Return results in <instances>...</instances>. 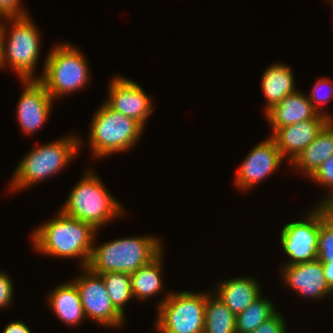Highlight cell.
<instances>
[{
  "label": "cell",
  "instance_id": "5",
  "mask_svg": "<svg viewBox=\"0 0 333 333\" xmlns=\"http://www.w3.org/2000/svg\"><path fill=\"white\" fill-rule=\"evenodd\" d=\"M45 58L38 80L53 100L80 91L90 80V70L83 53L72 44H55Z\"/></svg>",
  "mask_w": 333,
  "mask_h": 333
},
{
  "label": "cell",
  "instance_id": "20",
  "mask_svg": "<svg viewBox=\"0 0 333 333\" xmlns=\"http://www.w3.org/2000/svg\"><path fill=\"white\" fill-rule=\"evenodd\" d=\"M293 76L292 69L283 63L276 62L265 69L261 78V90L267 102L265 113L297 90Z\"/></svg>",
  "mask_w": 333,
  "mask_h": 333
},
{
  "label": "cell",
  "instance_id": "12",
  "mask_svg": "<svg viewBox=\"0 0 333 333\" xmlns=\"http://www.w3.org/2000/svg\"><path fill=\"white\" fill-rule=\"evenodd\" d=\"M108 99L105 103L113 110L138 121L144 128L154 111L153 101L135 81L115 76L109 83Z\"/></svg>",
  "mask_w": 333,
  "mask_h": 333
},
{
  "label": "cell",
  "instance_id": "22",
  "mask_svg": "<svg viewBox=\"0 0 333 333\" xmlns=\"http://www.w3.org/2000/svg\"><path fill=\"white\" fill-rule=\"evenodd\" d=\"M204 333H236V315L213 293H206Z\"/></svg>",
  "mask_w": 333,
  "mask_h": 333
},
{
  "label": "cell",
  "instance_id": "13",
  "mask_svg": "<svg viewBox=\"0 0 333 333\" xmlns=\"http://www.w3.org/2000/svg\"><path fill=\"white\" fill-rule=\"evenodd\" d=\"M25 85L16 107L17 121L25 134L33 135L47 122L52 109V97L38 79L21 80Z\"/></svg>",
  "mask_w": 333,
  "mask_h": 333
},
{
  "label": "cell",
  "instance_id": "28",
  "mask_svg": "<svg viewBox=\"0 0 333 333\" xmlns=\"http://www.w3.org/2000/svg\"><path fill=\"white\" fill-rule=\"evenodd\" d=\"M251 333H287L286 321L282 314L276 312Z\"/></svg>",
  "mask_w": 333,
  "mask_h": 333
},
{
  "label": "cell",
  "instance_id": "3",
  "mask_svg": "<svg viewBox=\"0 0 333 333\" xmlns=\"http://www.w3.org/2000/svg\"><path fill=\"white\" fill-rule=\"evenodd\" d=\"M96 175L94 171L87 169L84 177L67 196L60 211L99 230L112 219L122 217L125 210Z\"/></svg>",
  "mask_w": 333,
  "mask_h": 333
},
{
  "label": "cell",
  "instance_id": "6",
  "mask_svg": "<svg viewBox=\"0 0 333 333\" xmlns=\"http://www.w3.org/2000/svg\"><path fill=\"white\" fill-rule=\"evenodd\" d=\"M90 126L89 146L92 155L99 159L129 151L144 132L138 121L111 109L105 102L95 112Z\"/></svg>",
  "mask_w": 333,
  "mask_h": 333
},
{
  "label": "cell",
  "instance_id": "10",
  "mask_svg": "<svg viewBox=\"0 0 333 333\" xmlns=\"http://www.w3.org/2000/svg\"><path fill=\"white\" fill-rule=\"evenodd\" d=\"M82 269L84 273L72 281L79 290L86 318L106 327L118 328L124 324L125 317L112 304L102 276L88 267Z\"/></svg>",
  "mask_w": 333,
  "mask_h": 333
},
{
  "label": "cell",
  "instance_id": "21",
  "mask_svg": "<svg viewBox=\"0 0 333 333\" xmlns=\"http://www.w3.org/2000/svg\"><path fill=\"white\" fill-rule=\"evenodd\" d=\"M163 252L150 263L142 266L130 274L133 297L137 300H146L157 296L163 290Z\"/></svg>",
  "mask_w": 333,
  "mask_h": 333
},
{
  "label": "cell",
  "instance_id": "7",
  "mask_svg": "<svg viewBox=\"0 0 333 333\" xmlns=\"http://www.w3.org/2000/svg\"><path fill=\"white\" fill-rule=\"evenodd\" d=\"M6 21L10 23L12 30H8L10 28L5 25ZM0 28L3 36L4 67L9 65L20 80L38 79V75L34 76V69L39 63L41 35L31 16L27 14L1 17Z\"/></svg>",
  "mask_w": 333,
  "mask_h": 333
},
{
  "label": "cell",
  "instance_id": "1",
  "mask_svg": "<svg viewBox=\"0 0 333 333\" xmlns=\"http://www.w3.org/2000/svg\"><path fill=\"white\" fill-rule=\"evenodd\" d=\"M36 229V230H35ZM31 234L37 252L58 258H78L80 267H87L97 230L89 223L63 214L35 228Z\"/></svg>",
  "mask_w": 333,
  "mask_h": 333
},
{
  "label": "cell",
  "instance_id": "9",
  "mask_svg": "<svg viewBox=\"0 0 333 333\" xmlns=\"http://www.w3.org/2000/svg\"><path fill=\"white\" fill-rule=\"evenodd\" d=\"M321 226V209L316 205L304 220L292 221L283 226L280 242L289 260L283 265L312 262L318 258V234Z\"/></svg>",
  "mask_w": 333,
  "mask_h": 333
},
{
  "label": "cell",
  "instance_id": "8",
  "mask_svg": "<svg viewBox=\"0 0 333 333\" xmlns=\"http://www.w3.org/2000/svg\"><path fill=\"white\" fill-rule=\"evenodd\" d=\"M168 293V294H167ZM156 306L160 333H204L206 292H167Z\"/></svg>",
  "mask_w": 333,
  "mask_h": 333
},
{
  "label": "cell",
  "instance_id": "4",
  "mask_svg": "<svg viewBox=\"0 0 333 333\" xmlns=\"http://www.w3.org/2000/svg\"><path fill=\"white\" fill-rule=\"evenodd\" d=\"M81 140L79 136L67 135L33 148L14 169L9 186L11 191L26 189L61 172L77 156L83 145Z\"/></svg>",
  "mask_w": 333,
  "mask_h": 333
},
{
  "label": "cell",
  "instance_id": "27",
  "mask_svg": "<svg viewBox=\"0 0 333 333\" xmlns=\"http://www.w3.org/2000/svg\"><path fill=\"white\" fill-rule=\"evenodd\" d=\"M309 178L318 185L325 186L330 192L320 202L333 200V155L323 162Z\"/></svg>",
  "mask_w": 333,
  "mask_h": 333
},
{
  "label": "cell",
  "instance_id": "2",
  "mask_svg": "<svg viewBox=\"0 0 333 333\" xmlns=\"http://www.w3.org/2000/svg\"><path fill=\"white\" fill-rule=\"evenodd\" d=\"M95 246L87 267L97 274L134 273L163 251L162 242L152 235L118 238Z\"/></svg>",
  "mask_w": 333,
  "mask_h": 333
},
{
  "label": "cell",
  "instance_id": "24",
  "mask_svg": "<svg viewBox=\"0 0 333 333\" xmlns=\"http://www.w3.org/2000/svg\"><path fill=\"white\" fill-rule=\"evenodd\" d=\"M105 282L108 295L114 307L125 317V305L133 297L130 274L107 272L100 274Z\"/></svg>",
  "mask_w": 333,
  "mask_h": 333
},
{
  "label": "cell",
  "instance_id": "11",
  "mask_svg": "<svg viewBox=\"0 0 333 333\" xmlns=\"http://www.w3.org/2000/svg\"><path fill=\"white\" fill-rule=\"evenodd\" d=\"M283 160L275 141L269 136L248 153L236 172L234 183L240 190L249 191L278 170Z\"/></svg>",
  "mask_w": 333,
  "mask_h": 333
},
{
  "label": "cell",
  "instance_id": "31",
  "mask_svg": "<svg viewBox=\"0 0 333 333\" xmlns=\"http://www.w3.org/2000/svg\"><path fill=\"white\" fill-rule=\"evenodd\" d=\"M321 209L323 222L333 231V200L317 203Z\"/></svg>",
  "mask_w": 333,
  "mask_h": 333
},
{
  "label": "cell",
  "instance_id": "17",
  "mask_svg": "<svg viewBox=\"0 0 333 333\" xmlns=\"http://www.w3.org/2000/svg\"><path fill=\"white\" fill-rule=\"evenodd\" d=\"M253 277H235L220 282L215 295L235 314L246 310L261 296V289Z\"/></svg>",
  "mask_w": 333,
  "mask_h": 333
},
{
  "label": "cell",
  "instance_id": "23",
  "mask_svg": "<svg viewBox=\"0 0 333 333\" xmlns=\"http://www.w3.org/2000/svg\"><path fill=\"white\" fill-rule=\"evenodd\" d=\"M261 295L246 310L236 315V333H251L277 311L271 300Z\"/></svg>",
  "mask_w": 333,
  "mask_h": 333
},
{
  "label": "cell",
  "instance_id": "25",
  "mask_svg": "<svg viewBox=\"0 0 333 333\" xmlns=\"http://www.w3.org/2000/svg\"><path fill=\"white\" fill-rule=\"evenodd\" d=\"M323 264L324 277L330 288L333 286V231L323 222L318 234V258Z\"/></svg>",
  "mask_w": 333,
  "mask_h": 333
},
{
  "label": "cell",
  "instance_id": "15",
  "mask_svg": "<svg viewBox=\"0 0 333 333\" xmlns=\"http://www.w3.org/2000/svg\"><path fill=\"white\" fill-rule=\"evenodd\" d=\"M328 121L327 117L319 114L314 119L276 128L270 137L275 141L283 158H289L287 161L289 160L291 165L298 155L313 142Z\"/></svg>",
  "mask_w": 333,
  "mask_h": 333
},
{
  "label": "cell",
  "instance_id": "16",
  "mask_svg": "<svg viewBox=\"0 0 333 333\" xmlns=\"http://www.w3.org/2000/svg\"><path fill=\"white\" fill-rule=\"evenodd\" d=\"M264 114L272 132L276 128L314 119L319 115L308 97L299 90L285 96Z\"/></svg>",
  "mask_w": 333,
  "mask_h": 333
},
{
  "label": "cell",
  "instance_id": "29",
  "mask_svg": "<svg viewBox=\"0 0 333 333\" xmlns=\"http://www.w3.org/2000/svg\"><path fill=\"white\" fill-rule=\"evenodd\" d=\"M13 282L5 271H0V309L10 306L13 302Z\"/></svg>",
  "mask_w": 333,
  "mask_h": 333
},
{
  "label": "cell",
  "instance_id": "19",
  "mask_svg": "<svg viewBox=\"0 0 333 333\" xmlns=\"http://www.w3.org/2000/svg\"><path fill=\"white\" fill-rule=\"evenodd\" d=\"M332 155L333 120H329L291 164L309 178Z\"/></svg>",
  "mask_w": 333,
  "mask_h": 333
},
{
  "label": "cell",
  "instance_id": "33",
  "mask_svg": "<svg viewBox=\"0 0 333 333\" xmlns=\"http://www.w3.org/2000/svg\"><path fill=\"white\" fill-rule=\"evenodd\" d=\"M4 67V57H3V36L0 28V69Z\"/></svg>",
  "mask_w": 333,
  "mask_h": 333
},
{
  "label": "cell",
  "instance_id": "14",
  "mask_svg": "<svg viewBox=\"0 0 333 333\" xmlns=\"http://www.w3.org/2000/svg\"><path fill=\"white\" fill-rule=\"evenodd\" d=\"M282 269L283 282L299 296L319 301L331 294L324 277L323 264L318 259L297 265H282Z\"/></svg>",
  "mask_w": 333,
  "mask_h": 333
},
{
  "label": "cell",
  "instance_id": "32",
  "mask_svg": "<svg viewBox=\"0 0 333 333\" xmlns=\"http://www.w3.org/2000/svg\"><path fill=\"white\" fill-rule=\"evenodd\" d=\"M2 333H32V331L24 322L17 320L8 323Z\"/></svg>",
  "mask_w": 333,
  "mask_h": 333
},
{
  "label": "cell",
  "instance_id": "30",
  "mask_svg": "<svg viewBox=\"0 0 333 333\" xmlns=\"http://www.w3.org/2000/svg\"><path fill=\"white\" fill-rule=\"evenodd\" d=\"M27 14L28 12L21 6L20 0H0V18Z\"/></svg>",
  "mask_w": 333,
  "mask_h": 333
},
{
  "label": "cell",
  "instance_id": "18",
  "mask_svg": "<svg viewBox=\"0 0 333 333\" xmlns=\"http://www.w3.org/2000/svg\"><path fill=\"white\" fill-rule=\"evenodd\" d=\"M50 292L46 300L61 322L75 327L86 318L79 290L73 281L60 284Z\"/></svg>",
  "mask_w": 333,
  "mask_h": 333
},
{
  "label": "cell",
  "instance_id": "26",
  "mask_svg": "<svg viewBox=\"0 0 333 333\" xmlns=\"http://www.w3.org/2000/svg\"><path fill=\"white\" fill-rule=\"evenodd\" d=\"M321 90H323V92ZM332 97L333 83L330 78L326 77H322L319 80L317 79V82L315 83V85L311 89L310 94L308 95L309 101L312 103L313 108L318 112V114L327 117L329 120H333L332 114L324 112V109L321 110V106L328 103V101L330 102V99H332Z\"/></svg>",
  "mask_w": 333,
  "mask_h": 333
}]
</instances>
